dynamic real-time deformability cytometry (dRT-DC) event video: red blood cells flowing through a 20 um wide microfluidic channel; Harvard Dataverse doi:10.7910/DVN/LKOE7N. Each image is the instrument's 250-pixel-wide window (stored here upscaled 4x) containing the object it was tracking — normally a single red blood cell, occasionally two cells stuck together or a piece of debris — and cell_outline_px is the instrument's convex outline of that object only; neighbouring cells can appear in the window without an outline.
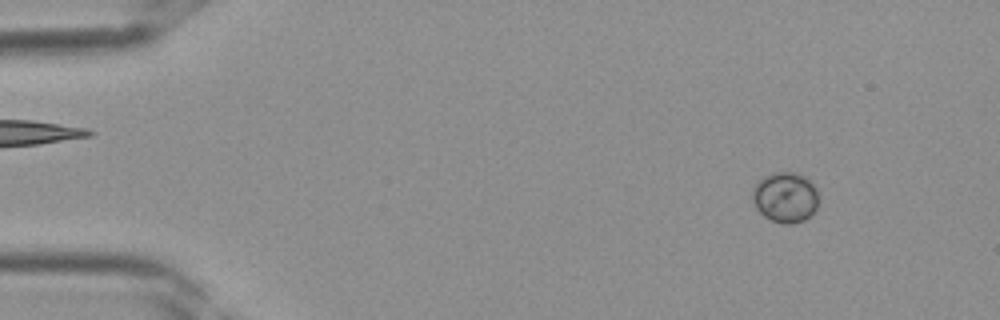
{"species": "Egyptian fruit bat (a non-hibernating species)", "species_latin": "Rousettus aegyptiacus", "temperature_condition": "room temperature", "stored_images_in_passage": 38, "camera_frame_rate_fps": 3000, "um_per_image_px": 0.085, "frame": {"image": 1, "passage_image": 4, "time_ms": 1.0, "image_size_px": [1000, 320], "cell_outline_px": [[816, 208], [804, 220], [792, 224], [784, 224], [772, 220], [764, 216], [756, 208], [752, 200], [752, 188], [764, 176], [772, 172], [796, 172], [808, 176], [816, 188]], "centroid_in_image_um": [66.73, 16.74], "position_along_channel_um": 18.3, "area_um2": 19.48}}
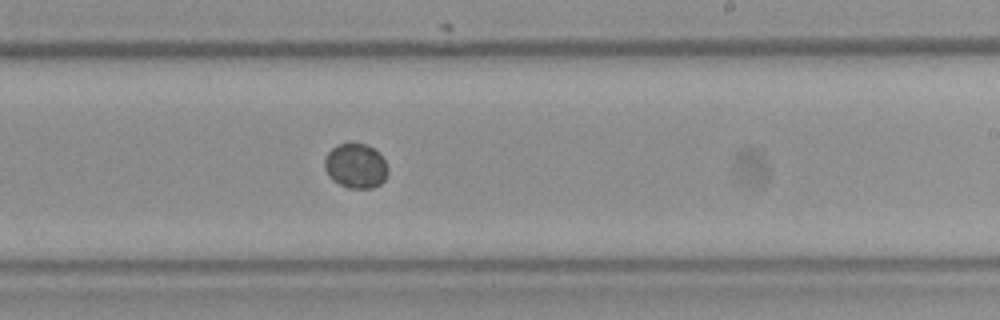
{"frame": {"image": 2, "passage_image": 23, "time_ms": 7.333, "image_size_px": [1000, 320], "cell_outline_px": [[388, 172], [384, 180], [380, 184], [372, 188], [348, 188], [332, 180], [328, 176], [324, 168], [324, 160], [328, 152], [332, 148], [340, 144], [368, 144], [380, 152], [388, 168]], "centroid_in_image_um": [30.24, 14.1], "position_along_channel_um": 258.8, "area_um2": 16.59}}
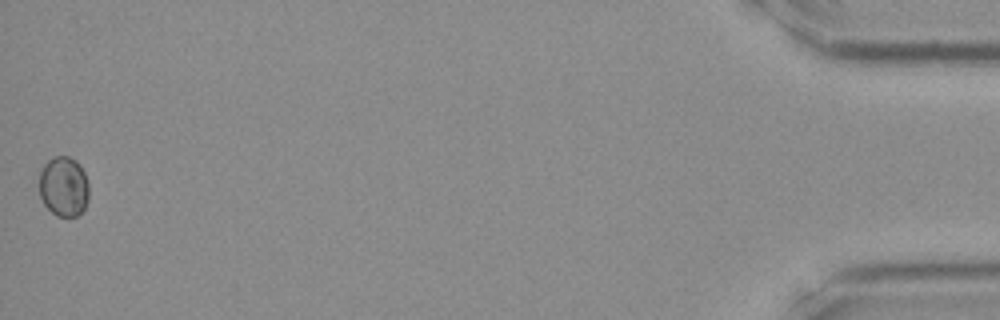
{"frame": {"image": 3, "passage_image": 38, "time_ms": 12.333, "image_size_px": [1000, 320], "cell_outline_px": [[88, 200], [84, 208], [76, 216], [56, 216], [44, 204], [40, 196], [40, 172], [44, 164], [48, 160], [56, 156], [68, 156], [76, 160], [80, 164], [84, 172], [88, 184]], "centroid_in_image_um": [5.42, 15.84], "position_along_channel_um": 429.8, "area_um2": 17.34}}